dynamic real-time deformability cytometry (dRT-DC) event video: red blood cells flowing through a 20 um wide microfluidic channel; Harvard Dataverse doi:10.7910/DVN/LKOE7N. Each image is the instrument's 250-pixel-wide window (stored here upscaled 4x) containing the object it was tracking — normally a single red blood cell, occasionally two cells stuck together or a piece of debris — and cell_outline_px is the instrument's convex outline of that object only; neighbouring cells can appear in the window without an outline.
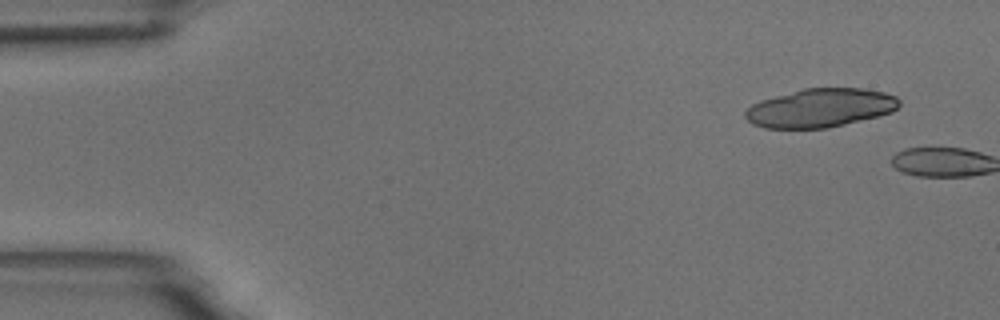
{"species": "common noctule bat (a hibernating species)", "species_latin": "Nyctalus noctula", "temperature_condition": "room temperature", "stored_images_in_passage": 2, "camera_frame_rate_fps": 3000, "um_per_image_px": 0.085, "animal": {"sex": "male", "body_mass_g": 18.8}, "frame": {"image": 1, "passage_image": 1, "time_ms": 0.0, "image_size_px": [1000, 320], "cell_outline_px": [[900, 104], [892, 112], [828, 128], [764, 128], [752, 124], [744, 116], [744, 112], [752, 104], [776, 96], [804, 88], [864, 88], [884, 92], [896, 96], [900, 100]], "centroid_in_image_um": [69.74, 9.17], "position_along_channel_um": 15.3, "area_um2": 34.45}}